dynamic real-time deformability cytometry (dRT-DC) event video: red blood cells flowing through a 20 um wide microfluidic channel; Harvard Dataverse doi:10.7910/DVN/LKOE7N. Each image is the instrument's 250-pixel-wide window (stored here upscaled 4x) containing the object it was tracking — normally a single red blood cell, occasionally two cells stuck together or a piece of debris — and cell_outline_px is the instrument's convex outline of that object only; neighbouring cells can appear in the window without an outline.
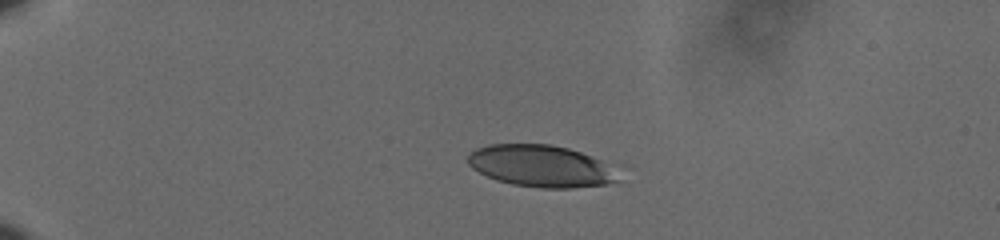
{"species": "human", "species_latin": "Homo sapiens", "temperature_condition": "cold", "stored_images_in_passage": 45, "camera_frame_rate_fps": 3000, "um_per_image_px": 0.085, "donor": {"sex": "male"}, "frame": {"image": 1, "passage_image": 1, "time_ms": 0.0, "image_size_px": [1000, 240], "cell_outline_px": [[624, 168], [616, 180], [608, 184], [572, 188], [544, 188], [512, 184], [496, 180], [472, 168], [468, 164], [468, 152], [476, 148], [488, 144], [548, 144], [568, 148], [620, 164]], "centroid_in_image_um": [46.13, 14.1], "position_along_channel_um": 38.9, "area_um2": 37.74}}
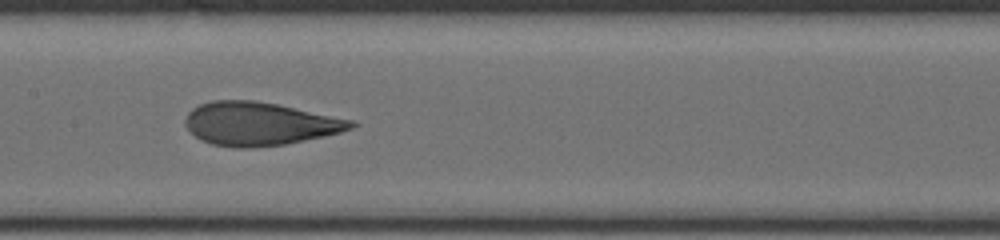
{"frame": {"image": 2, "passage_image": 19, "time_ms": 6.0, "image_size_px": [1000, 240], "cell_outline_px": [[360, 124], [352, 128], [340, 132], [324, 136], [284, 144], [248, 148], [232, 148], [212, 144], [200, 140], [184, 124], [184, 120], [188, 112], [192, 108], [200, 104], [212, 100], [252, 100], [276, 104], [352, 120]], "centroid_in_image_um": [22.02, 10.52], "position_along_channel_um": 185.4, "area_um2": 41.62}}
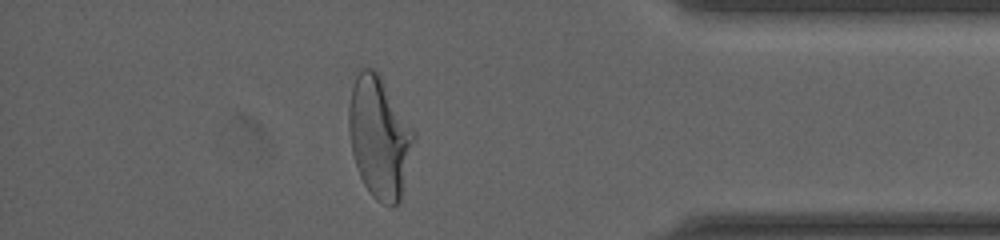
{"frame": {"image": 3, "passage_image": 39, "time_ms": 12.667, "image_size_px": [1000, 240], "cell_outline_px": [[416, 136], [400, 200], [392, 208], [376, 200], [368, 192], [360, 176], [352, 152], [348, 128], [348, 108], [352, 88], [356, 76], [364, 68], [372, 68], [380, 76], [416, 132]], "centroid_in_image_um": [32.25, 11.7], "position_along_channel_um": 402.9, "area_um2": 45.78}, "authors_computed_cell_mechanics": {"area_um2": 41.327, "velocity_mm_per_s": 3.6, "shape_relaxation_time_tau1_ms": 5.9262, "shape_relaxation_time_tau2_ms": 0.9127, "deformation_change_tau1": 0.2343, "deformation_change_tau2": 0.0892}}